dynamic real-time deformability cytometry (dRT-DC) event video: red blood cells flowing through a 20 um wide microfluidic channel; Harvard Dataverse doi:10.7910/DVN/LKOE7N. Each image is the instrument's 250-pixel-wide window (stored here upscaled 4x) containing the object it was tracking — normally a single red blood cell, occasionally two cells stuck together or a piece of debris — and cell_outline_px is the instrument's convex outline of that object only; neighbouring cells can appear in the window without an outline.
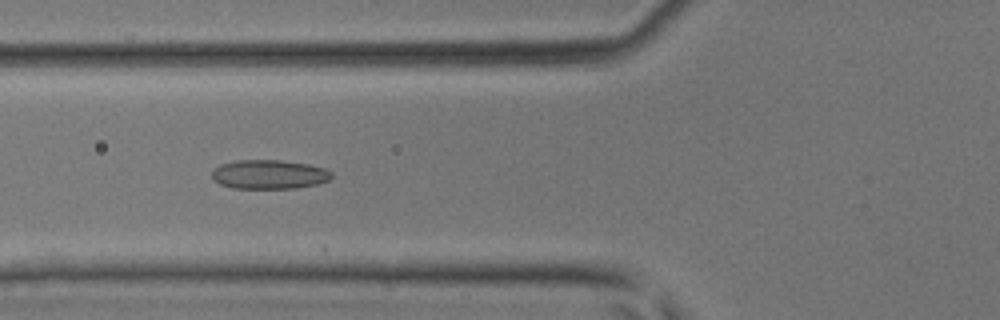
{"species": "common noctule bat (a hibernating species)", "species_latin": "Nyctalus noctula", "temperature_condition": "room temperature", "stored_images_in_passage": 37, "camera_frame_rate_fps": 3000, "um_per_image_px": 0.085, "animal": {"sex": "male", "body_mass_g": 17.9, "forearm_length_mm": 54.2}, "frame": {"image": 1, "passage_image": 10, "time_ms": 3.0, "image_size_px": [1000, 320], "cell_outline_px": [[332, 176], [328, 180], [316, 184], [296, 188], [232, 188], [220, 184], [212, 180], [212, 172], [220, 164], [236, 160], [280, 160], [308, 164], [324, 168], [332, 172]], "centroid_in_image_um": [22.85, 14.82], "position_along_channel_um": 102.9, "area_um2": 20.29}}
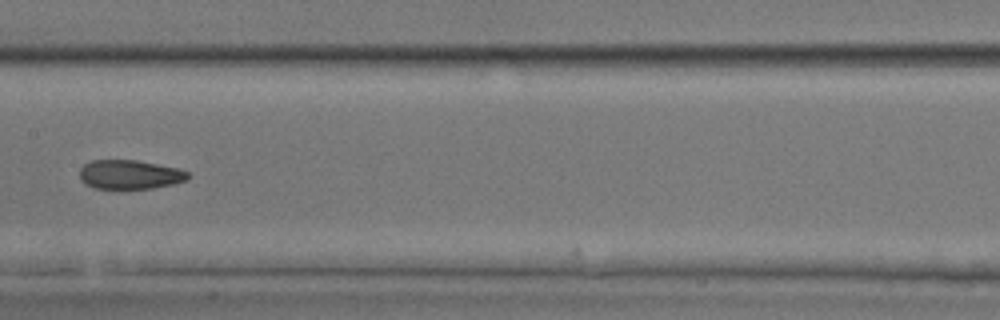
{"frame": {"image": 2, "passage_image": 16, "time_ms": 5.0, "image_size_px": [1000, 320], "cell_outline_px": [[192, 176], [188, 180], [172, 184], [152, 188], [92, 188], [84, 184], [80, 180], [80, 168], [84, 164], [92, 160], [136, 160], [180, 168], [188, 172]], "centroid_in_image_um": [11.05, 14.83], "position_along_channel_um": 196.4, "area_um2": 18.55}}
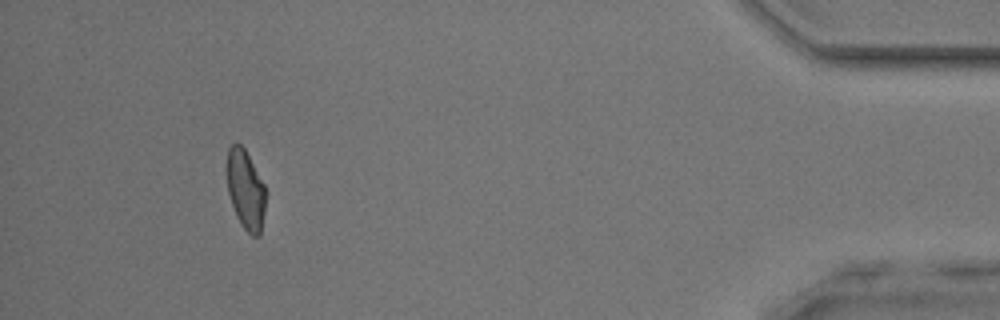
{"frame": {"image": 3, "passage_image": 34, "time_ms": 11.0, "image_size_px": [1000, 320], "cell_outline_px": [[268, 192], [260, 236], [252, 236], [240, 224], [236, 216], [228, 192], [228, 148], [236, 140], [244, 148], [264, 184]], "centroid_in_image_um": [20.91, 16.15], "position_along_channel_um": 414.3, "area_um2": 18.03}}